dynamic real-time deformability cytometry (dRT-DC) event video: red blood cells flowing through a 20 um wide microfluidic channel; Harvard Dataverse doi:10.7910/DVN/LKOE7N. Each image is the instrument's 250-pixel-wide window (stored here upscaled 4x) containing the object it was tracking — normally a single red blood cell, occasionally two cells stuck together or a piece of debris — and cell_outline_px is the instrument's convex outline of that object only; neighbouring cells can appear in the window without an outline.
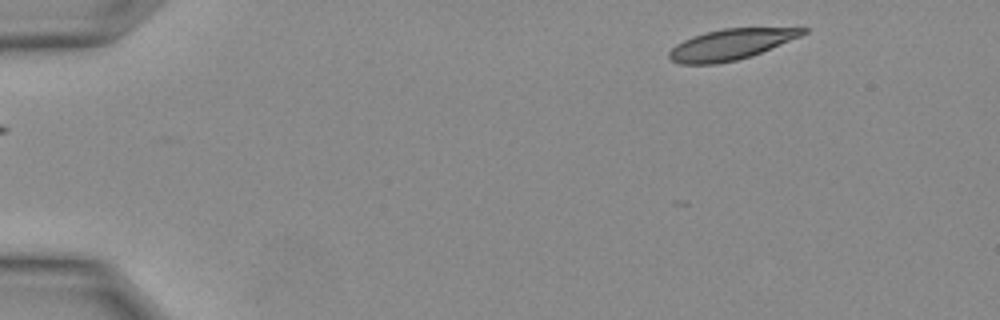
{"species": "Egyptian fruit bat (a non-hibernating species)", "species_latin": "Rousettus aegyptiacus", "temperature_condition": "warm", "stored_images_in_passage": 15, "camera_frame_rate_fps": 3000, "um_per_image_px": 0.085, "animal": {"sex": "female"}, "frame": {"image": 1, "passage_image": 1, "time_ms": 0.0, "image_size_px": [1000, 320], "cell_outline_px": [[808, 32], [800, 36], [752, 56], [736, 60], [716, 64], [680, 64], [672, 60], [668, 56], [668, 52], [676, 44], [684, 40], [708, 32], [724, 28], [808, 28]], "centroid_in_image_um": [62.11, 3.79], "position_along_channel_um": 22.9, "area_um2": 23.58}}
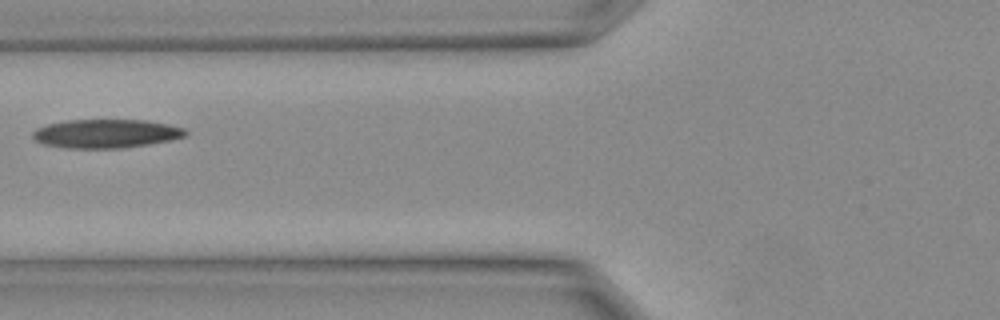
{"frame": {"image": 2, "passage_image": 9, "time_ms": 2.667, "image_size_px": [1000, 320], "cell_outline_px": [[188, 132], [184, 136], [168, 140], [148, 144], [120, 148], [64, 148], [44, 144], [36, 140], [32, 136], [32, 132], [36, 128], [48, 124], [68, 120], [144, 120], [184, 128]], "centroid_in_image_um": [8.96, 11.36], "position_along_channel_um": 116.8, "area_um2": 25.26}}
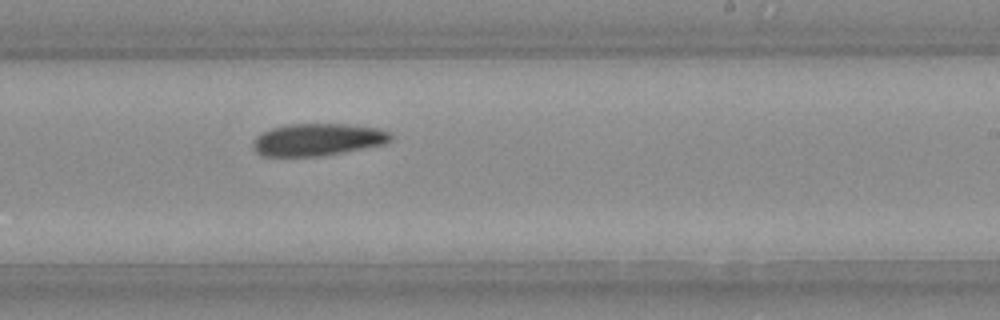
{"frame": {"image": 3, "passage_image": 15, "time_ms": 4.667, "image_size_px": [1000, 320], "cell_outline_px": [[392, 140], [384, 144], [324, 156], [260, 156], [256, 152], [252, 144], [264, 132], [272, 128], [288, 124], [344, 124], [376, 128], [388, 132], [392, 136]], "centroid_in_image_um": [27.02, 11.88], "position_along_channel_um": 262.0, "area_um2": 25.61}}